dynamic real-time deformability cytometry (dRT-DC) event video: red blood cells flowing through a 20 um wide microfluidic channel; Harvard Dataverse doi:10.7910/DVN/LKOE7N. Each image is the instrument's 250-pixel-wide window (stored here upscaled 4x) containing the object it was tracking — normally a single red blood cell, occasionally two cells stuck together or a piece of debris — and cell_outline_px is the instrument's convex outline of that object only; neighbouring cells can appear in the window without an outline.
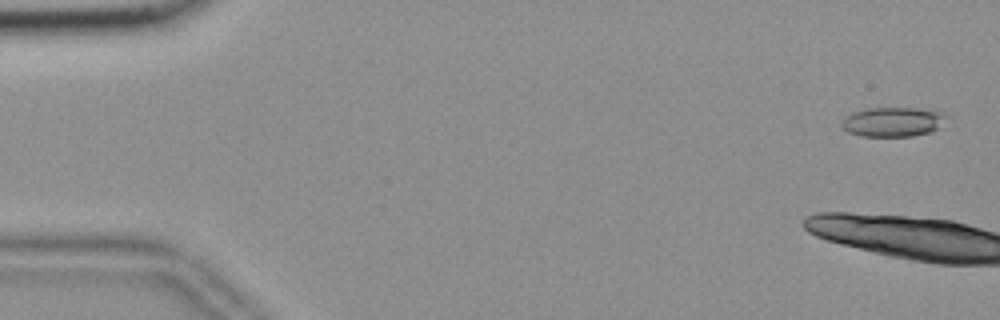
{"species": "common noctule bat (a hibernating species)", "species_latin": "Nyctalus noctula", "temperature_condition": "room temperature", "stored_images_in_passage": 8, "camera_frame_rate_fps": 3000, "um_per_image_px": 0.085, "animal": {"sex": "female", "body_mass_g": 18.4}, "frame": {"image": 1, "passage_image": 2, "time_ms": 0.333, "image_size_px": [1000, 320], "cell_outline_px": [[948, 116], [932, 132], [912, 136], [860, 136], [848, 132], [840, 124], [848, 116], [856, 112], [868, 108], [912, 108], [944, 112]], "centroid_in_image_um": [75.91, 10.36], "position_along_channel_um": 9.1, "area_um2": 17.69}}